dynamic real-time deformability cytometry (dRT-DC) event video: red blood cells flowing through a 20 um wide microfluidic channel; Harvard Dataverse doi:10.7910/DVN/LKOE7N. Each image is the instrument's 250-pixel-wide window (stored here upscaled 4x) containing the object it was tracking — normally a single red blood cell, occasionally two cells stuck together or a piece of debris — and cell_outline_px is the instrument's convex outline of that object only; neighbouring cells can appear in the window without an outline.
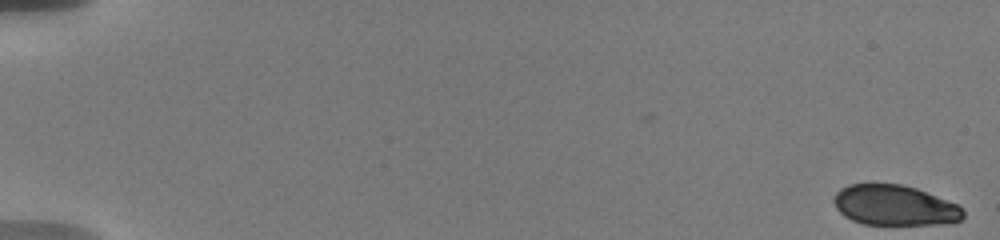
{"species": "human", "species_latin": "Homo sapiens", "temperature_condition": "warm", "stored_images_in_passage": 78, "camera_frame_rate_fps": 3000, "um_per_image_px": 0.085, "donor": {"sex": "male"}, "frame": {"image": 1, "passage_image": 1, "time_ms": 0.0, "image_size_px": [1000, 240], "cell_outline_px": [[964, 216], [960, 220], [936, 224], [864, 224], [852, 220], [844, 216], [836, 208], [832, 200], [832, 196], [840, 188], [848, 184], [904, 184], [916, 188], [956, 204], [964, 212]], "centroid_in_image_um": [75.97, 17.44], "position_along_channel_um": 9.0, "area_um2": 30.23}}
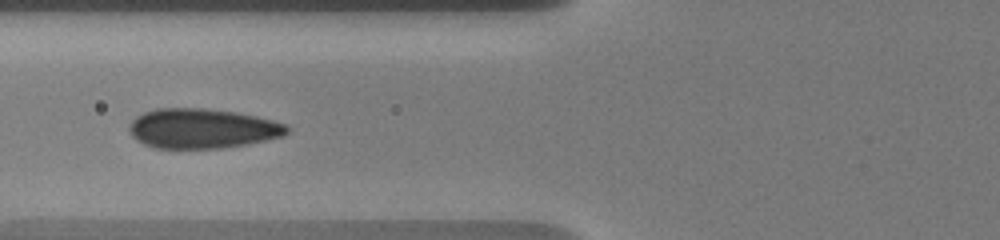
{"frame": {"image": 2, "passage_image": 40, "time_ms": 7.667, "image_size_px": [1000, 240], "cell_outline_px": [[292, 128], [284, 136], [248, 144], [220, 148], [152, 148], [136, 140], [132, 136], [128, 128], [132, 120], [136, 116], [144, 112], [156, 108], [204, 108], [236, 112], [256, 116], [288, 124]], "centroid_in_image_um": [17.21, 10.92], "position_along_channel_um": 108.6, "area_um2": 36.88}}
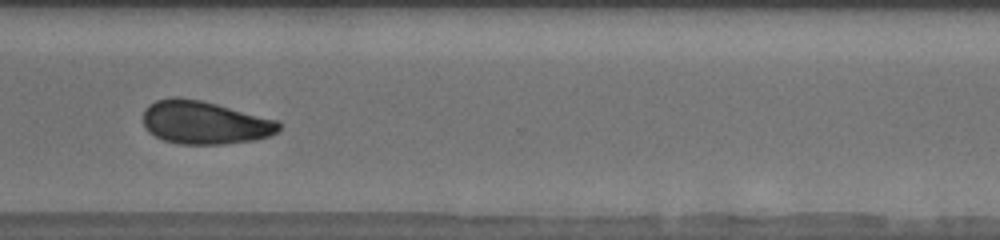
{"frame": {"image": 3, "passage_image": 60, "time_ms": 14.333, "image_size_px": [1000, 240], "cell_outline_px": [[280, 128], [276, 132], [268, 136], [256, 140], [220, 144], [180, 144], [164, 140], [148, 132], [144, 124], [144, 108], [148, 104], [156, 100], [168, 96], [180, 96], [200, 100], [216, 104], [276, 120], [280, 124]], "centroid_in_image_um": [17.33, 10.4], "position_along_channel_um": 353.3, "area_um2": 34.04}, "authors_computed_cell_mechanics": {"area_um2": 33.0038, "velocity_mm_per_s": 3.6703, "shape_relaxation_time_tau1_ms": 4.3303, "shape_relaxation_time_tau2_ms": null, "deformation_change_tau1": 0.0741, "deformation_change_tau2": null}}